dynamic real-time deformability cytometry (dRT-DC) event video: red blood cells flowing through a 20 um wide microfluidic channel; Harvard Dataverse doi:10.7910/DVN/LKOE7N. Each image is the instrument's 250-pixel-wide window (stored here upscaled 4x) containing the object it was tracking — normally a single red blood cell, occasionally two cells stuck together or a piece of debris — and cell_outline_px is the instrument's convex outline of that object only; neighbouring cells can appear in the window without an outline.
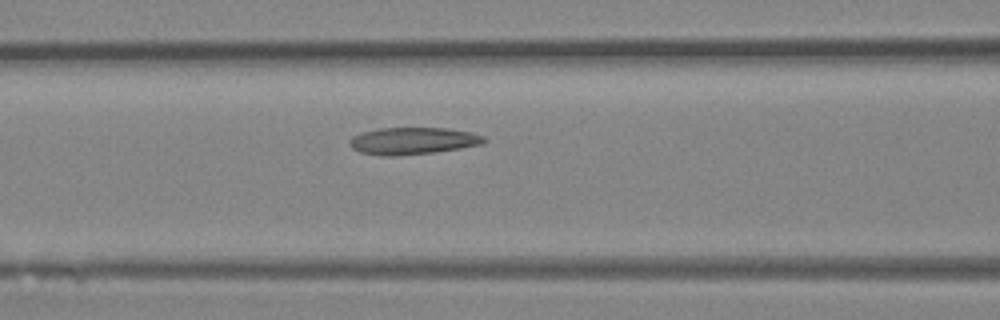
{"species": "Egyptian fruit bat (a non-hibernating species)", "species_latin": "Rousettus aegyptiacus", "temperature_condition": "room temperature", "stored_images_in_passage": 25, "camera_frame_rate_fps": 3000, "um_per_image_px": 0.085, "animal": {"sex": "female"}, "frame": {"image": 1, "passage_image": 9, "time_ms": 2.667, "image_size_px": [1000, 320], "cell_outline_px": [[488, 140], [484, 144], [436, 152], [396, 156], [380, 156], [360, 152], [352, 148], [348, 144], [348, 140], [352, 136], [360, 132], [380, 128], [448, 128], [472, 132], [484, 136]], "centroid_in_image_um": [35.09, 11.97], "position_along_channel_um": 131.5, "area_um2": 21.56}}
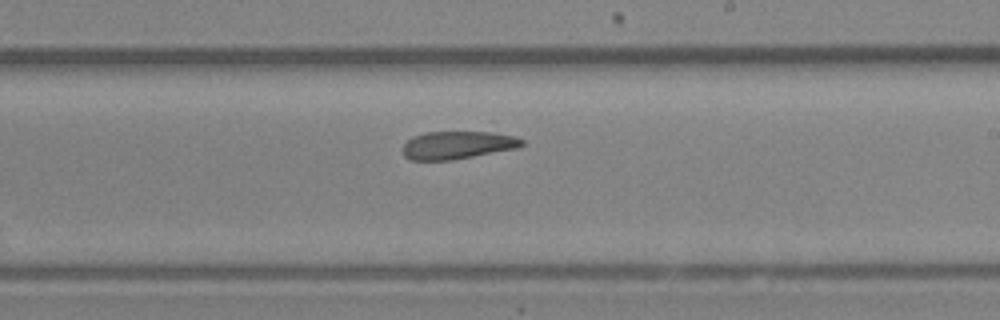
{"frame": {"image": 2, "passage_image": 16, "time_ms": 5.0, "image_size_px": [1000, 320], "cell_outline_px": [[524, 144], [520, 148], [452, 160], [412, 160], [404, 156], [404, 144], [412, 136], [424, 132], [492, 132], [516, 136], [524, 140]], "centroid_in_image_um": [38.94, 12.33], "position_along_channel_um": 250.1, "area_um2": 19.48}}
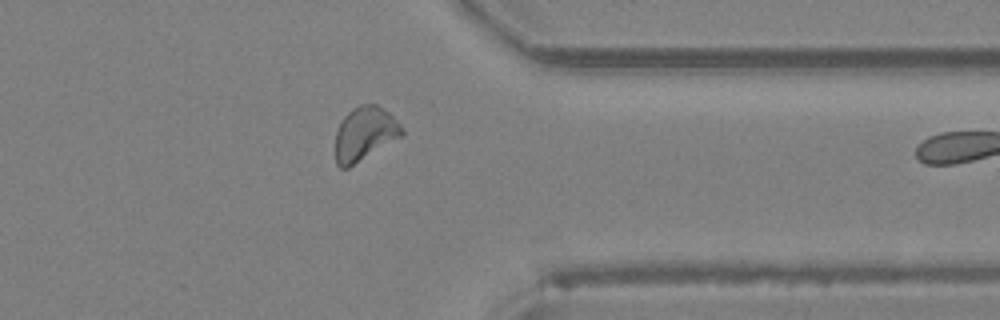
{"frame": {"image": 3, "passage_image": 24, "time_ms": 7.667, "image_size_px": [1000, 320], "cell_outline_px": [[404, 136], [348, 168], [340, 168], [336, 164], [336, 132], [344, 116], [352, 108], [360, 104], [376, 104], [388, 112], [404, 128]], "centroid_in_image_um": [31.02, 11.38], "position_along_channel_um": 380.4, "area_um2": 20.98}}